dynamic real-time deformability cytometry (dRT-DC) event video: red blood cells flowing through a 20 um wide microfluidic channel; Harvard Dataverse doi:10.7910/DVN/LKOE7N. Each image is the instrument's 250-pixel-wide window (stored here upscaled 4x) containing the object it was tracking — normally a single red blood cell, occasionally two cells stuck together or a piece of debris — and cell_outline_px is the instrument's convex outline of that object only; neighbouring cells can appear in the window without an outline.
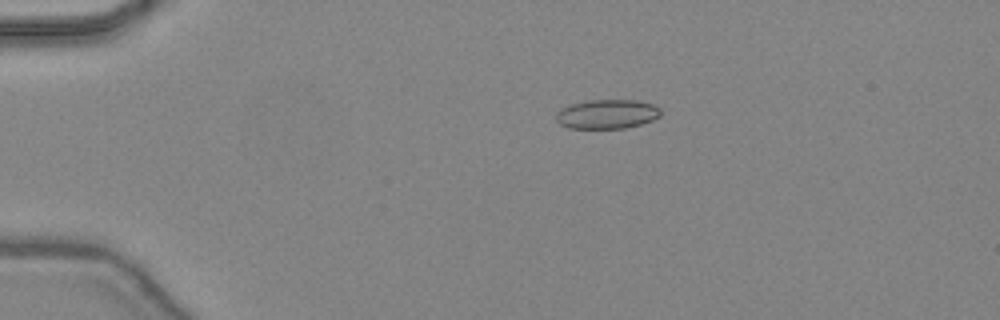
{"species": "common noctule bat (a hibernating species)", "species_latin": "Nyctalus noctula", "temperature_condition": "warm", "stored_images_in_passage": 37, "camera_frame_rate_fps": 3000, "um_per_image_px": 0.085, "animal": {"sex": "female", "body_mass_g": 24.6, "forearm_length_mm": 56.2}, "frame": {"image": 1, "passage_image": 1, "time_ms": 0.0, "image_size_px": [1000, 320], "cell_outline_px": [[660, 116], [652, 120], [640, 124], [624, 128], [568, 128], [560, 124], [556, 120], [556, 112], [560, 108], [572, 104], [588, 100], [636, 100], [652, 104], [660, 108]], "centroid_in_image_um": [51.57, 9.69], "position_along_channel_um": 33.4, "area_um2": 17.8}}
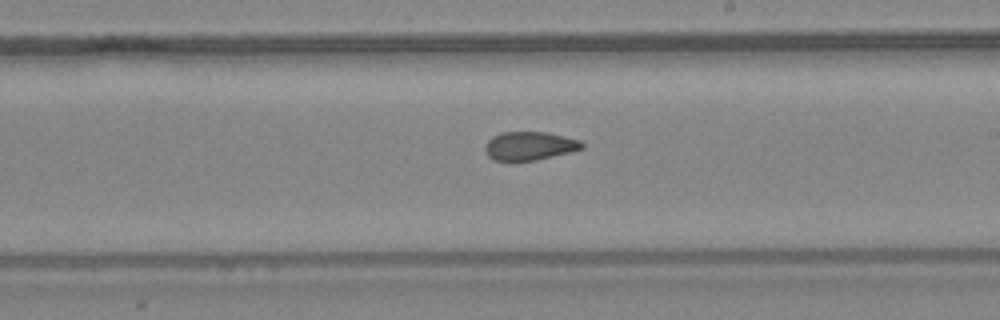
{"frame": {"image": 2, "passage_image": 19, "time_ms": 6.0, "image_size_px": [1000, 320], "cell_outline_px": [[584, 148], [536, 160], [512, 164], [492, 160], [488, 156], [484, 148], [488, 140], [492, 136], [500, 132], [544, 132], [564, 136], [580, 140], [584, 144]], "centroid_in_image_um": [44.93, 12.44], "position_along_channel_um": 244.1, "area_um2": 16.59}}
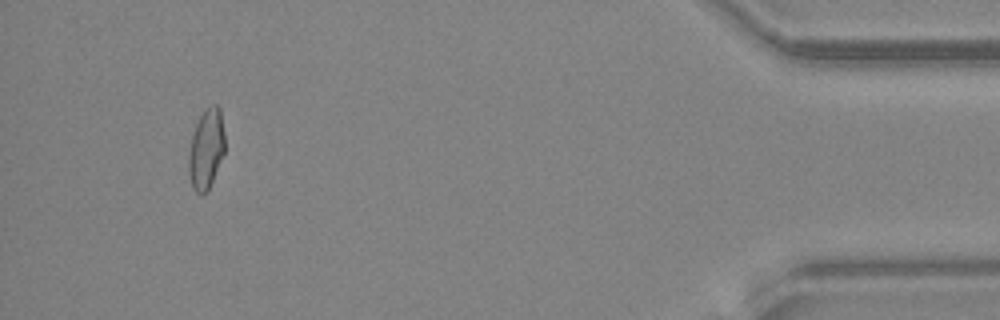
{"frame": {"image": 3, "passage_image": 35, "time_ms": 11.333, "image_size_px": [1000, 320], "cell_outline_px": [[224, 152], [212, 180], [208, 188], [204, 192], [196, 192], [192, 188], [188, 172], [188, 156], [192, 136], [196, 124], [200, 116], [212, 104], [216, 104], [220, 108], [224, 132]], "centroid_in_image_um": [17.52, 12.64], "position_along_channel_um": 417.7, "area_um2": 16.47}, "authors_computed_cell_mechanics": {"area_um2": 16.9354, "velocity_mm_per_s": 4.4819, "shape_relaxation_time_tau1_ms": null, "shape_relaxation_time_tau2_ms": 1.323, "deformation_change_tau1": null, "deformation_change_tau2": 0.0794}}